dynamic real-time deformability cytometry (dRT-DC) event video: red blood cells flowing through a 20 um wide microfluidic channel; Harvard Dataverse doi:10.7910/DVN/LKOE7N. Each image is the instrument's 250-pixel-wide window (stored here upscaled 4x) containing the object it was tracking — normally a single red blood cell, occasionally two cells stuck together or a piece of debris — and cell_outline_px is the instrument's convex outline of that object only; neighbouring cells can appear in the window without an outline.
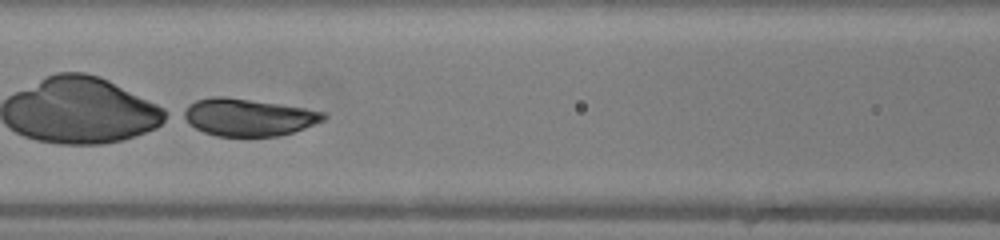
{"species": "human", "species_latin": "Homo sapiens", "temperature_condition": "warm", "stored_images_in_passage": 29, "camera_frame_rate_fps": 3000, "um_per_image_px": 0.085, "donor": {"sex": "female"}, "frame": {"image": 1, "passage_image": 13, "time_ms": 4.0, "image_size_px": [1000, 240], "cell_outline_px": [[328, 116], [324, 120], [304, 128], [292, 132], [276, 136], [216, 136], [204, 132], [188, 124], [180, 116], [180, 112], [188, 104], [196, 100], [212, 96], [224, 96], [304, 108], [324, 112]], "centroid_in_image_um": [21.02, 9.96], "position_along_channel_um": 145.6, "area_um2": 30.46}, "authors_computed_cell_mechanics": {"area_um2": 32.4836, "velocity_mm_per_s": 4.3178, "shape_relaxation_time_tau1_ms": 2.8463, "shape_relaxation_time_tau2_ms": null, "deformation_change_tau1": 0.2495, "deformation_change_tau2": null}}